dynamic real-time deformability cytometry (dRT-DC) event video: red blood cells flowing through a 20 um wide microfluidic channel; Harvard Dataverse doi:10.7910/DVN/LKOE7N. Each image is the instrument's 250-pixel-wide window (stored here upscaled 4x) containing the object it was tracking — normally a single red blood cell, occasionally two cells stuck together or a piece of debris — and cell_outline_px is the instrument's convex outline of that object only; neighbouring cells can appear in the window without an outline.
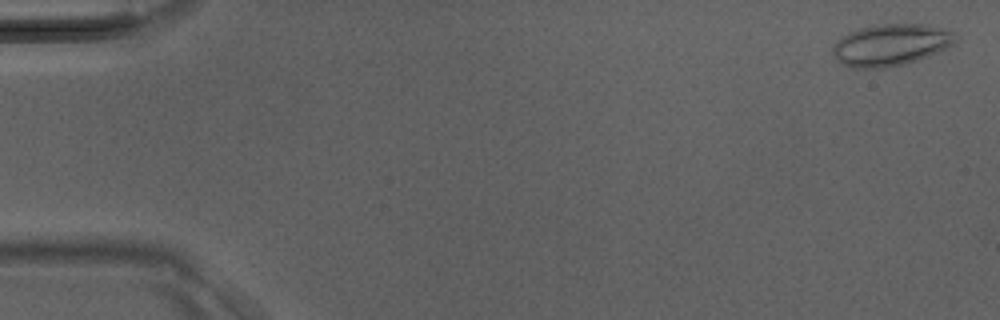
{"species": "Egyptian fruit bat (a non-hibernating species)", "species_latin": "Rousettus aegyptiacus", "temperature_condition": "room temperature", "stored_images_in_passage": 40, "camera_frame_rate_fps": 3000, "um_per_image_px": 0.085, "animal": {"sex": "male"}, "frame": {"image": 1, "passage_image": 1, "time_ms": 0.0, "image_size_px": [1000, 320], "cell_outline_px": [[956, 40], [952, 44], [936, 52], [916, 60], [904, 64], [884, 68], [852, 68], [836, 60], [832, 52], [832, 48], [840, 36], [848, 32], [860, 28], [876, 24], [924, 24], [952, 32], [956, 36]], "centroid_in_image_um": [75.64, 3.81], "position_along_channel_um": 9.4, "area_um2": 29.54}}
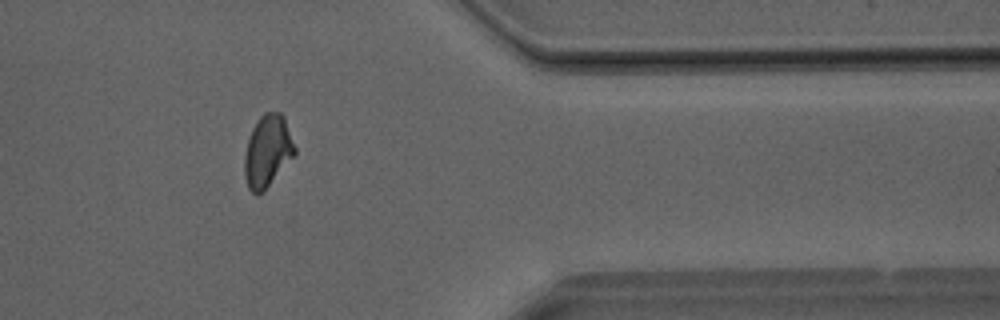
{"frame": {"image": 2, "passage_image": 33, "time_ms": 10.667, "image_size_px": [1000, 320], "cell_outline_px": [[296, 152], [264, 192], [256, 196], [248, 188], [244, 172], [244, 156], [248, 140], [252, 128], [260, 116], [264, 112], [280, 112], [284, 116], [296, 148]], "centroid_in_image_um": [22.73, 12.85], "position_along_channel_um": 388.7, "area_um2": 21.1}}
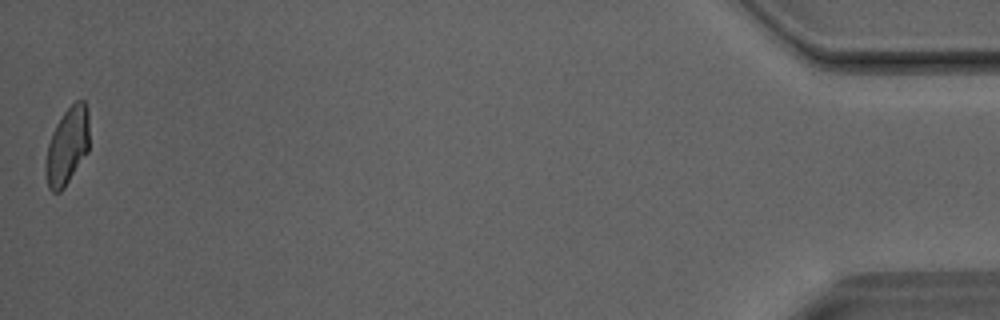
{"frame": {"image": 3, "passage_image": 40, "time_ms": 13.0, "image_size_px": [1000, 320], "cell_outline_px": [[88, 152], [64, 188], [60, 192], [52, 192], [48, 188], [44, 172], [44, 164], [48, 144], [52, 132], [56, 124], [64, 112], [76, 100], [84, 100], [88, 108]], "centroid_in_image_um": [5.69, 12.44], "position_along_channel_um": 429.5, "area_um2": 19.83}}